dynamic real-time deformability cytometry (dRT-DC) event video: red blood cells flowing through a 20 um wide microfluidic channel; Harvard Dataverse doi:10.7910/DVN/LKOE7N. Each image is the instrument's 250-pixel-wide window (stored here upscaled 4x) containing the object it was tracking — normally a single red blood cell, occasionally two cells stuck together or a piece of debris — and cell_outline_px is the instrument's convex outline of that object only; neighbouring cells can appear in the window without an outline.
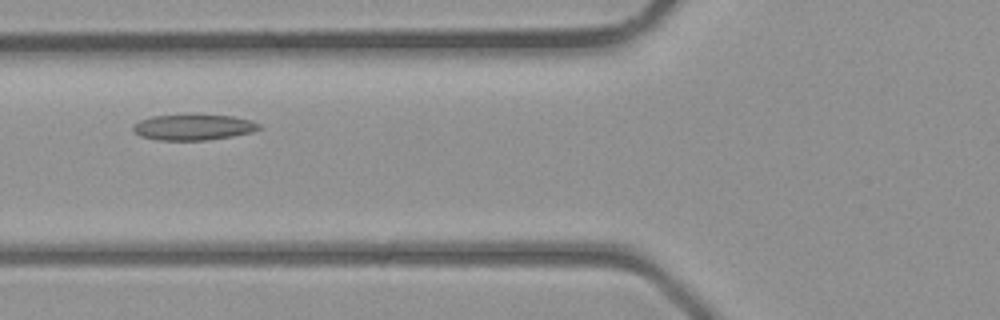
{"species": "common noctule bat (a hibernating species)", "species_latin": "Nyctalus noctula", "temperature_condition": "room temperature", "stored_images_in_passage": 36, "camera_frame_rate_fps": 3000, "um_per_image_px": 0.085, "animal": {"sex": "male", "body_mass_g": 23.1, "forearm_length_mm": 52.7}, "frame": {"image": 1, "passage_image": 11, "time_ms": 3.333, "image_size_px": [1000, 320], "cell_outline_px": [[260, 128], [252, 132], [232, 136], [208, 140], [156, 140], [140, 136], [132, 128], [140, 120], [152, 116], [192, 112], [232, 116], [252, 120], [260, 124]], "centroid_in_image_um": [16.45, 10.77], "position_along_channel_um": 109.3, "area_um2": 19.59}}
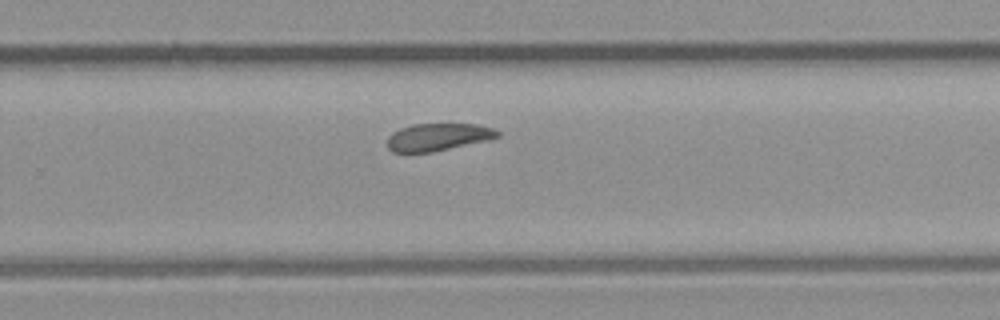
{"frame": {"image": 2, "passage_image": 22, "time_ms": 7.0, "image_size_px": [1000, 320], "cell_outline_px": [[500, 136], [488, 140], [432, 152], [392, 152], [388, 148], [388, 136], [392, 132], [400, 128], [412, 124], [476, 124], [492, 128], [500, 132]], "centroid_in_image_um": [37.22, 11.64], "position_along_channel_um": 292.6, "area_um2": 17.57}}
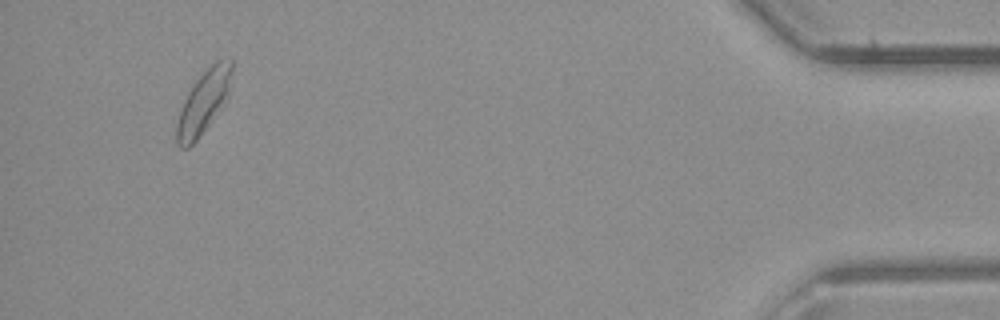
{"frame": {"image": 3, "passage_image": 34, "time_ms": 11.0, "image_size_px": [1000, 320], "cell_outline_px": [[232, 72], [228, 96], [208, 124], [196, 140], [188, 148], [180, 148], [176, 144], [176, 124], [180, 104], [192, 84], [216, 60], [232, 56]], "centroid_in_image_um": [17.27, 8.64], "position_along_channel_um": 417.9, "area_um2": 20.23}}